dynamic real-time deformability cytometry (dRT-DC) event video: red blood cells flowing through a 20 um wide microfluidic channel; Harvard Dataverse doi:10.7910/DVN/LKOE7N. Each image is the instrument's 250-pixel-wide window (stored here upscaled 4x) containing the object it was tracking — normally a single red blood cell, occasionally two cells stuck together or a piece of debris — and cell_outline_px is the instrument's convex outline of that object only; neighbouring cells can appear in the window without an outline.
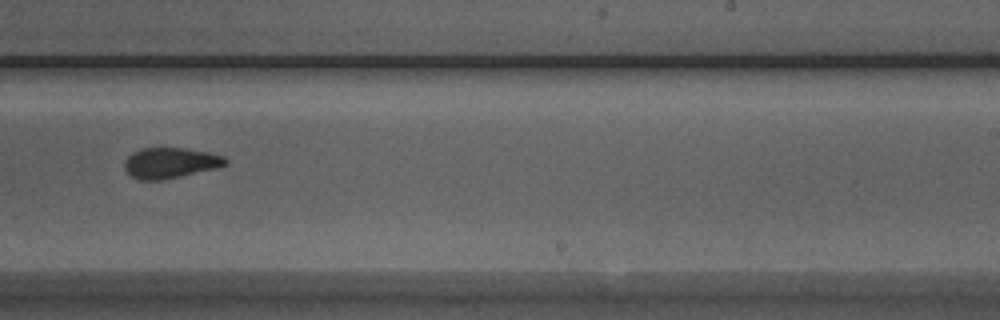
{"species": "Egyptian fruit bat (a non-hibernating species)", "species_latin": "Rousettus aegyptiacus", "temperature_condition": "room temperature", "stored_images_in_passage": 7, "camera_frame_rate_fps": 3000, "um_per_image_px": 0.085, "animal": {"sex": "male"}, "frame": {"image": 1, "passage_image": 7, "time_ms": 2.0, "image_size_px": [1000, 320], "cell_outline_px": [[228, 164], [216, 168], [160, 180], [140, 180], [132, 176], [124, 168], [124, 160], [132, 152], [140, 148], [184, 148], [208, 152], [224, 156], [228, 160]], "centroid_in_image_um": [14.46, 13.83], "position_along_channel_um": 274.5, "area_um2": 17.92}}